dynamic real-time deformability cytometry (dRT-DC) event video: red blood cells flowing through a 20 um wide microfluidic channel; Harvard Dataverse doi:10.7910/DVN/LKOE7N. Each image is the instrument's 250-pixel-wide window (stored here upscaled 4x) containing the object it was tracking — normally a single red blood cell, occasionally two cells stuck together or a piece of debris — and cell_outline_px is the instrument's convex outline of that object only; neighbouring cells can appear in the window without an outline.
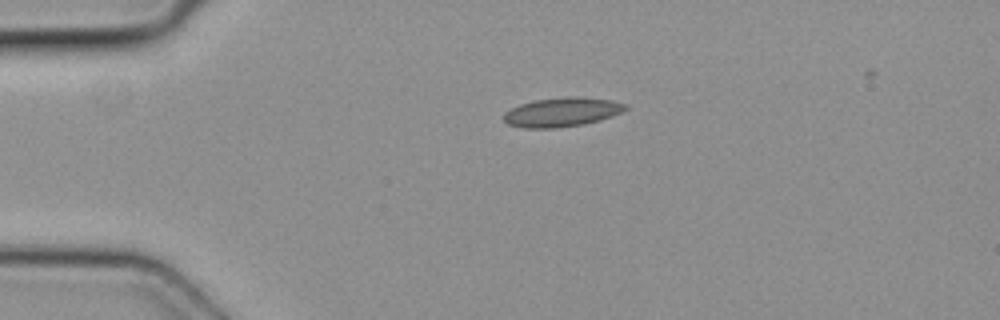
{"species": "common noctule bat (a hibernating species)", "species_latin": "Nyctalus noctula", "temperature_condition": "cold", "stored_images_in_passage": 2, "camera_frame_rate_fps": 3000, "um_per_image_px": 0.085, "animal": {"sex": "female", "body_mass_g": 19.3, "forearm_length_mm": 54.1}, "frame": {"image": 1, "passage_image": 2, "time_ms": 0.333, "image_size_px": [1000, 320], "cell_outline_px": [[628, 108], [612, 116], [600, 120], [584, 124], [556, 128], [524, 128], [508, 124], [504, 120], [504, 112], [520, 104], [532, 100], [568, 96], [576, 96], [612, 100], [628, 104]], "centroid_in_image_um": [47.77, 9.52], "position_along_channel_um": 37.2, "area_um2": 20.81}}